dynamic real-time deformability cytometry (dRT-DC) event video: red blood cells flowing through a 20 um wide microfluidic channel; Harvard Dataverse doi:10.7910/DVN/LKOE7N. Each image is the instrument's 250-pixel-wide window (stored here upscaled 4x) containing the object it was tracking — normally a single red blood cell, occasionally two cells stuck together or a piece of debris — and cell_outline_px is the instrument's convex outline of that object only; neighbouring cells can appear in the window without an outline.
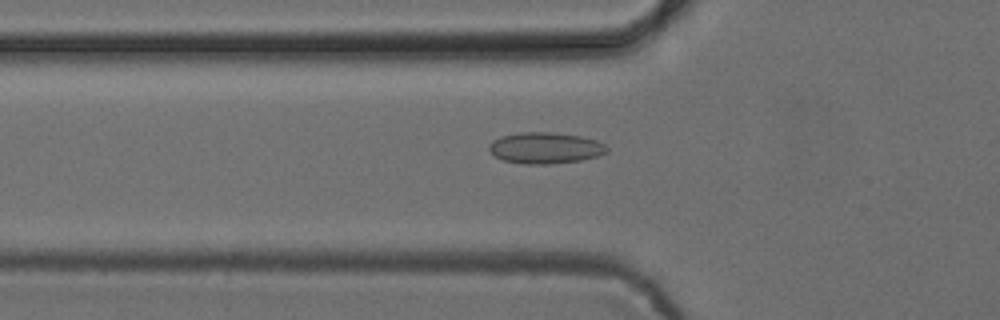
{"species": "common noctule bat (a hibernating species)", "species_latin": "Nyctalus noctula", "temperature_condition": "cold", "stored_images_in_passage": 53, "camera_frame_rate_fps": 3000, "um_per_image_px": 0.085, "animal": {"sex": "female", "body_mass_g": 24.6, "forearm_length_mm": 56.2}, "frame": {"image": 1, "passage_image": 18, "time_ms": 5.667, "image_size_px": [1000, 320], "cell_outline_px": [[608, 152], [596, 156], [580, 160], [548, 164], [524, 164], [504, 160], [496, 156], [488, 148], [488, 144], [492, 140], [500, 136], [516, 132], [552, 132], [580, 136], [596, 140], [604, 144], [608, 148]], "centroid_in_image_um": [46.32, 12.56], "position_along_channel_um": 79.5, "area_um2": 21.44}}
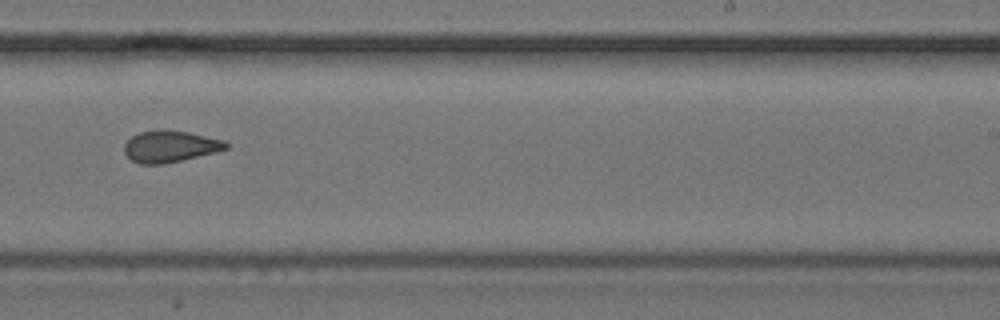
{"frame": {"image": 2, "passage_image": 33, "time_ms": 10.667, "image_size_px": [1000, 320], "cell_outline_px": [[228, 148], [216, 152], [164, 164], [140, 164], [132, 160], [124, 152], [124, 144], [132, 136], [140, 132], [188, 132], [224, 140], [228, 144]], "centroid_in_image_um": [14.47, 12.48], "position_along_channel_um": 274.5, "area_um2": 18.09}}
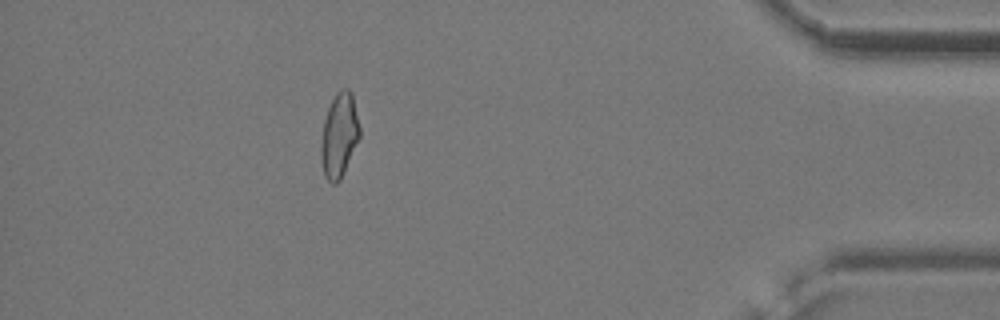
{"frame": {"image": 3, "passage_image": 47, "time_ms": 15.333, "image_size_px": [1000, 320], "cell_outline_px": [[360, 136], [340, 180], [336, 184], [332, 184], [324, 176], [320, 156], [320, 148], [324, 120], [328, 108], [336, 92], [340, 88], [348, 88], [352, 92], [360, 128]], "centroid_in_image_um": [28.83, 11.49], "position_along_channel_um": 406.4, "area_um2": 19.02}, "authors_computed_cell_mechanics": {"area_um2": 19.652, "velocity_mm_per_s": 3.8867, "shape_relaxation_time_tau1_ms": null, "shape_relaxation_time_tau2_ms": 2.5684, "deformation_change_tau1": null, "deformation_change_tau2": 0.091}}